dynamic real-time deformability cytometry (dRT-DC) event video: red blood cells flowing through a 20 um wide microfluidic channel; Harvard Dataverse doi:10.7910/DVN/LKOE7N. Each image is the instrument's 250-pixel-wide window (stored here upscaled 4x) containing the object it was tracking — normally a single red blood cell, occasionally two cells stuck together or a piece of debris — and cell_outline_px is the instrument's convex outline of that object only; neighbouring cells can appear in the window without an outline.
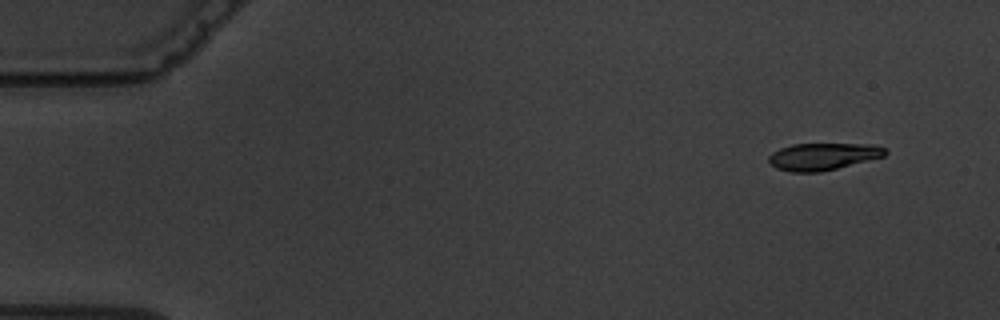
{"species": "common noctule bat (a hibernating species)", "species_latin": "Nyctalus noctula", "temperature_condition": "warm", "stored_images_in_passage": 5, "segment_of_instrument_passage": [1, 2], "camera_frame_rate_fps": 3000, "um_per_image_px": 0.085, "animal": {"sex": "male", "body_mass_g": 19.5, "forearm_length_mm": 54.6}, "frame": {"image": 1, "passage_image": 1, "time_ms": 0.0, "image_size_px": [1000, 320], "cell_outline_px": [[888, 152], [884, 156], [820, 172], [792, 172], [776, 168], [768, 160], [768, 156], [772, 152], [780, 148], [792, 144], [872, 144], [884, 148]], "centroid_in_image_um": [69.92, 13.29], "position_along_channel_um": 15.1, "area_um2": 18.21}}
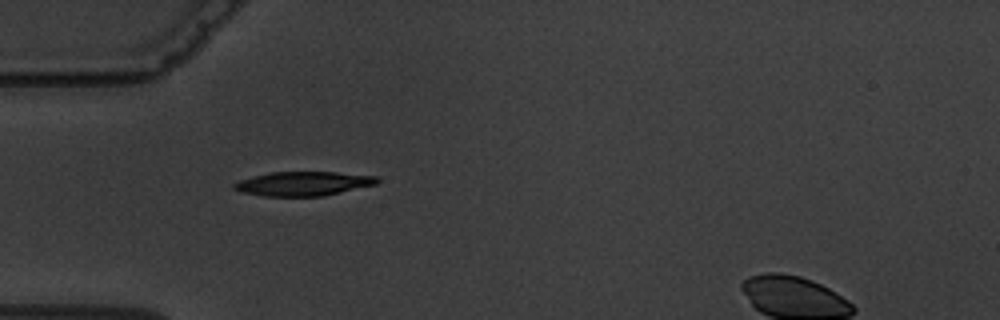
{"frame": {"image": 2, "passage_image": 4, "time_ms": 4.333, "image_size_px": [1000, 320], "cell_outline_px": [[380, 180], [376, 184], [324, 196], [264, 196], [240, 192], [232, 188], [232, 184], [240, 180], [252, 176], [272, 172], [336, 172], [376, 176]], "centroid_in_image_um": [25.75, 15.61], "position_along_channel_um": 59.3, "area_um2": 20.17}}